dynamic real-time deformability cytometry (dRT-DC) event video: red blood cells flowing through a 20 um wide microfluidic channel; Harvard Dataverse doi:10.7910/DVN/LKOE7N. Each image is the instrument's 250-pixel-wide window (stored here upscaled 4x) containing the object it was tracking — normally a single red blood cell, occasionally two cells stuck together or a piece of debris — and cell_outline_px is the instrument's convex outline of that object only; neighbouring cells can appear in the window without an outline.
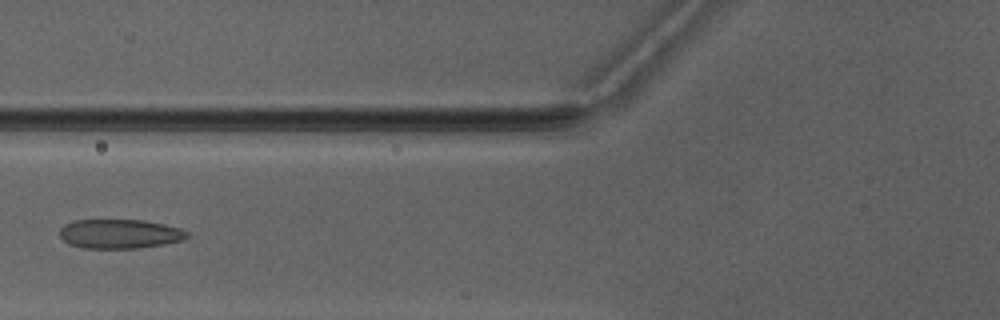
{"species": "Egyptian fruit bat (a non-hibernating species)", "species_latin": "Rousettus aegyptiacus", "temperature_condition": "warm", "stored_images_in_passage": 5, "camera_frame_rate_fps": 3000, "um_per_image_px": 0.085, "animal": {"sex": "male"}, "frame": {"image": 1, "passage_image": 4, "time_ms": 4.667, "image_size_px": [1000, 320], "cell_outline_px": [[192, 236], [184, 240], [164, 244], [140, 248], [84, 248], [68, 244], [60, 236], [60, 228], [64, 224], [76, 220], [144, 220], [164, 224], [180, 228], [188, 232]], "centroid_in_image_um": [10.21, 19.88], "position_along_channel_um": 115.6, "area_um2": 21.91}}
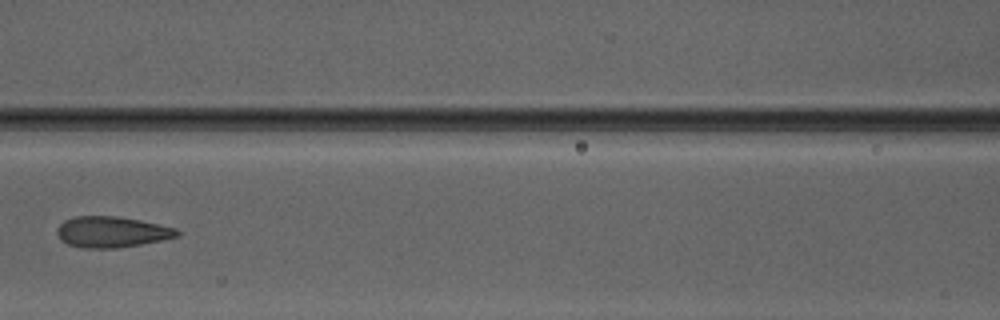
{"frame": {"image": 2, "passage_image": 5, "time_ms": 5.667, "image_size_px": [1000, 320], "cell_outline_px": [[180, 236], [164, 240], [116, 248], [80, 248], [68, 244], [60, 240], [56, 232], [56, 228], [64, 220], [76, 216], [116, 216], [140, 220], [160, 224], [176, 228], [180, 232]], "centroid_in_image_um": [9.5, 19.72], "position_along_channel_um": 157.1, "area_um2": 21.85}}